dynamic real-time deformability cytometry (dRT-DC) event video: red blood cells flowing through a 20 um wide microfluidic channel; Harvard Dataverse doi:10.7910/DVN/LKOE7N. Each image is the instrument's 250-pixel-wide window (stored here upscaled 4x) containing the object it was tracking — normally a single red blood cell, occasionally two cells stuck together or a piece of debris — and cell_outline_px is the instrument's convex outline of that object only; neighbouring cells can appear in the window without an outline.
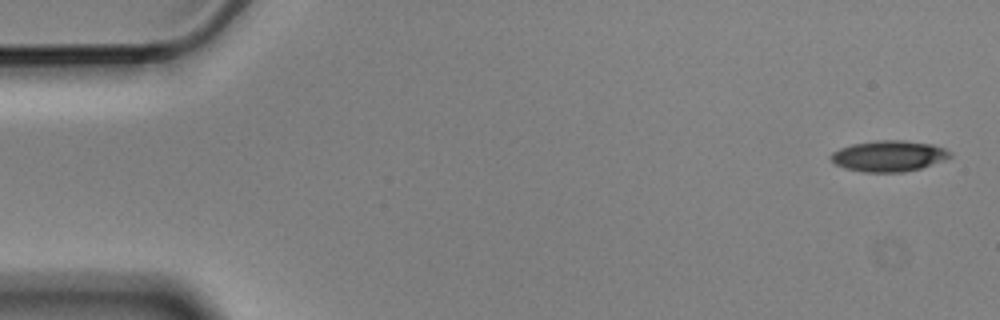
{"species": "Egyptian fruit bat (a non-hibernating species)", "species_latin": "Rousettus aegyptiacus", "temperature_condition": "cold", "stored_images_in_passage": 5, "camera_frame_rate_fps": 3000, "um_per_image_px": 0.085, "animal": {"sex": "male"}, "frame": {"image": 1, "passage_image": 1, "time_ms": 0.0, "image_size_px": [1000, 320], "cell_outline_px": [[952, 156], [944, 160], [920, 168], [904, 172], [864, 172], [844, 168], [836, 164], [828, 156], [832, 152], [840, 148], [852, 144], [876, 140], [904, 140], [932, 144], [944, 148], [952, 152]], "centroid_in_image_um": [75.54, 13.25], "position_along_channel_um": 9.5, "area_um2": 21.56}}
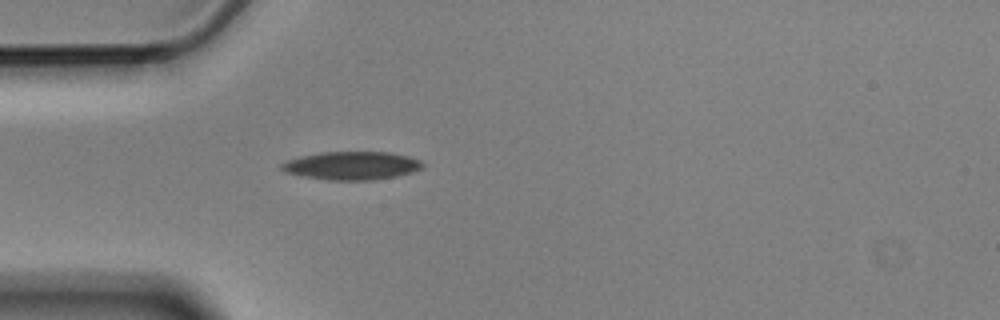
{"frame": {"image": 2, "passage_image": 5, "time_ms": 1.333, "image_size_px": [1000, 320], "cell_outline_px": [[424, 168], [412, 172], [396, 176], [372, 180], [328, 180], [304, 176], [284, 172], [280, 168], [280, 164], [288, 160], [300, 156], [320, 152], [388, 152], [408, 156], [420, 160], [424, 164]], "centroid_in_image_um": [29.9, 14.07], "position_along_channel_um": 55.1, "area_um2": 23.24}}